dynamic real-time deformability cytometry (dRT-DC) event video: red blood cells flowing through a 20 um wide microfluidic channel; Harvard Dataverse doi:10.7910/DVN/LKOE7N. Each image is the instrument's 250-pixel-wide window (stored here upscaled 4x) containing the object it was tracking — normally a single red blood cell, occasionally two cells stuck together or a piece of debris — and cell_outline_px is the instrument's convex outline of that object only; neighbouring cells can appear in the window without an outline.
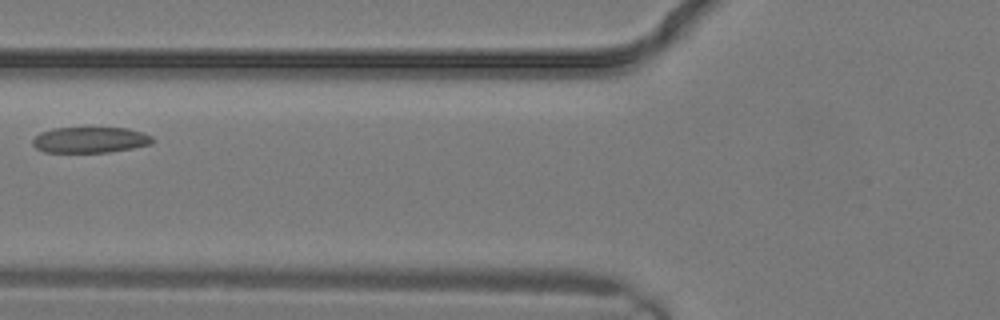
{"species": "common noctule bat (a hibernating species)", "species_latin": "Nyctalus noctula", "temperature_condition": "warm", "stored_images_in_passage": 24, "camera_frame_rate_fps": 3000, "um_per_image_px": 0.085, "animal": {"sex": "male", "body_mass_g": 19.2, "forearm_length_mm": 51.8}, "frame": {"image": 1, "passage_image": 8, "time_ms": 2.333, "image_size_px": [1000, 320], "cell_outline_px": [[156, 140], [152, 144], [132, 148], [108, 152], [44, 152], [36, 148], [32, 144], [32, 140], [40, 132], [52, 128], [128, 128], [152, 136]], "centroid_in_image_um": [7.66, 11.89], "position_along_channel_um": 118.1, "area_um2": 18.09}}
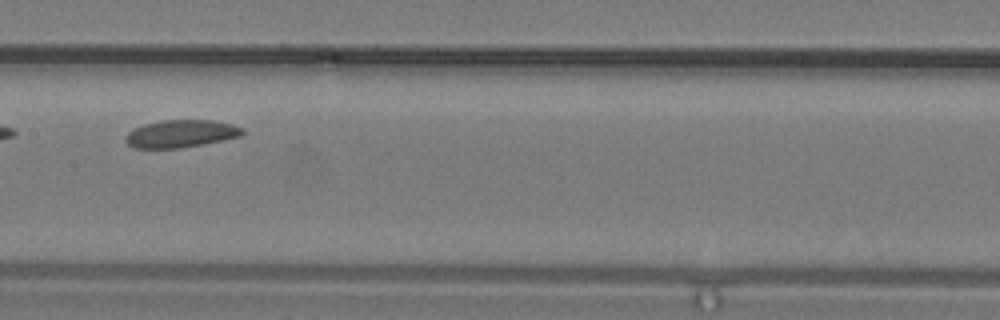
{"frame": {"image": 2, "passage_image": 11, "time_ms": 3.333, "image_size_px": [1000, 320], "cell_outline_px": [[244, 132], [240, 136], [180, 148], [132, 148], [124, 140], [128, 132], [144, 124], [160, 120], [212, 120], [232, 124], [244, 128]], "centroid_in_image_um": [15.35, 11.36], "position_along_channel_um": 192.1, "area_um2": 18.61}}
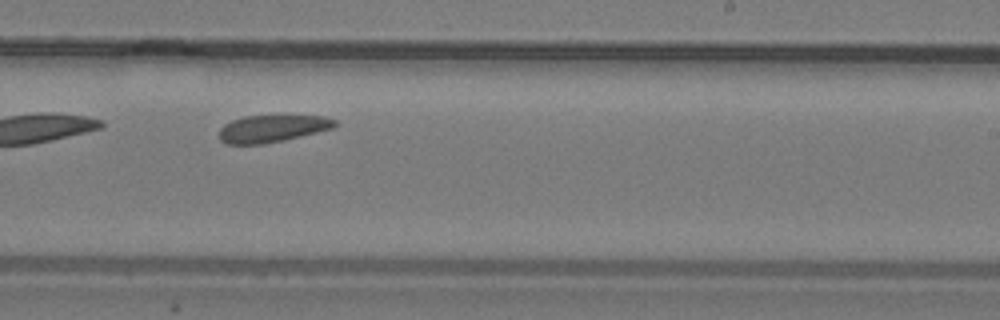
{"frame": {"image": 3, "passage_image": 14, "time_ms": 4.333, "image_size_px": [1000, 320], "cell_outline_px": [[336, 124], [332, 128], [284, 140], [264, 144], [224, 144], [220, 140], [220, 128], [224, 124], [232, 120], [244, 116], [276, 112], [284, 112], [324, 116], [336, 120]], "centroid_in_image_um": [23.15, 10.85], "position_along_channel_um": 265.8, "area_um2": 19.42}}